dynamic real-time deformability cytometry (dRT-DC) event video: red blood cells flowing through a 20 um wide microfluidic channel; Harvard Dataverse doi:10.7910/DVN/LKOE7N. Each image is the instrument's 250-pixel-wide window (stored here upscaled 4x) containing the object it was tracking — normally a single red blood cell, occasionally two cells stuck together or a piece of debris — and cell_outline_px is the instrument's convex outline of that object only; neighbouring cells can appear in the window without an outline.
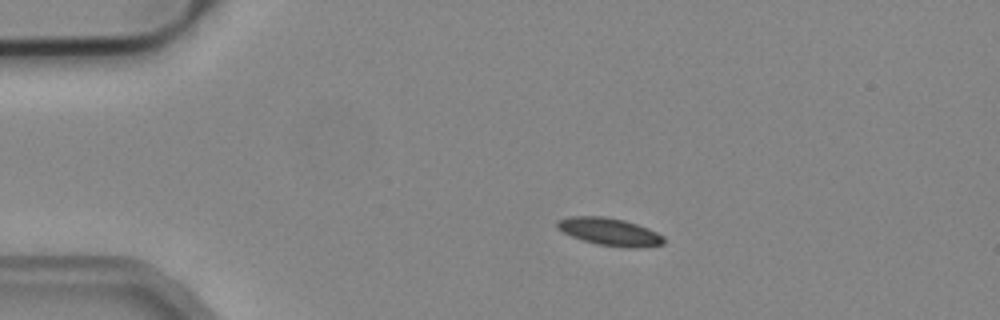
{"species": "common noctule bat (a hibernating species)", "species_latin": "Nyctalus noctula", "temperature_condition": "cold", "stored_images_in_passage": 6, "camera_frame_rate_fps": 3000, "um_per_image_px": 0.085, "animal": {"sex": "male", "body_mass_g": 19.2, "forearm_length_mm": 51.8}, "frame": {"image": 1, "passage_image": 3, "time_ms": 0.667, "image_size_px": [1000, 320], "cell_outline_px": [[664, 244], [640, 248], [628, 248], [596, 244], [572, 236], [556, 228], [556, 220], [568, 216], [604, 216], [624, 220], [648, 228], [664, 236]], "centroid_in_image_um": [51.81, 19.69], "position_along_channel_um": 33.2, "area_um2": 17.22}}
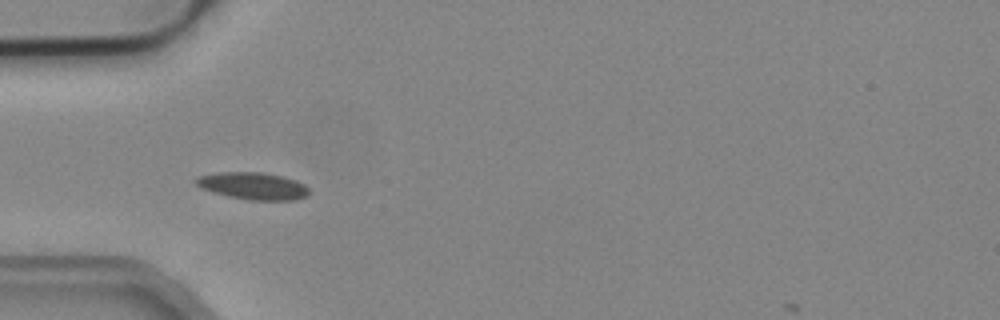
{"frame": {"image": 2, "passage_image": 4, "time_ms": 1.0, "image_size_px": [1000, 320], "cell_outline_px": [[308, 196], [296, 200], [248, 200], [228, 196], [200, 188], [196, 184], [196, 180], [200, 176], [220, 172], [260, 172], [280, 176], [296, 180], [304, 184], [308, 188]], "centroid_in_image_um": [21.54, 15.81], "position_along_channel_um": 63.5, "area_um2": 17.74}}